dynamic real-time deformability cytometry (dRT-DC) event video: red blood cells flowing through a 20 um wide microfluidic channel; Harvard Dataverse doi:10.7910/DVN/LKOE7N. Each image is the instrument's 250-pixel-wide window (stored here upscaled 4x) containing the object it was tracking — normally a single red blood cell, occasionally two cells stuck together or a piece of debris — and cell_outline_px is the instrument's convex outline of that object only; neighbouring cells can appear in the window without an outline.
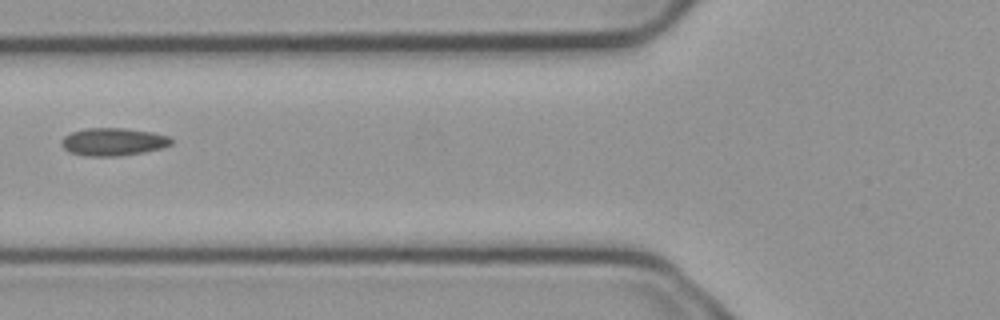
{"species": "common noctule bat (a hibernating species)", "species_latin": "Nyctalus noctula", "temperature_condition": "cold", "stored_images_in_passage": 6, "camera_frame_rate_fps": 3000, "um_per_image_px": 0.085, "animal": {"sex": "male", "body_mass_g": 23.1, "forearm_length_mm": 52.7}, "frame": {"image": 1, "passage_image": 6, "time_ms": 1.667, "image_size_px": [1000, 320], "cell_outline_px": [[172, 144], [164, 148], [144, 152], [120, 156], [84, 156], [68, 152], [60, 144], [60, 140], [64, 136], [72, 132], [84, 128], [124, 128], [152, 132], [168, 136], [172, 140]], "centroid_in_image_um": [9.6, 12.06], "position_along_channel_um": 116.2, "area_um2": 17.98}}